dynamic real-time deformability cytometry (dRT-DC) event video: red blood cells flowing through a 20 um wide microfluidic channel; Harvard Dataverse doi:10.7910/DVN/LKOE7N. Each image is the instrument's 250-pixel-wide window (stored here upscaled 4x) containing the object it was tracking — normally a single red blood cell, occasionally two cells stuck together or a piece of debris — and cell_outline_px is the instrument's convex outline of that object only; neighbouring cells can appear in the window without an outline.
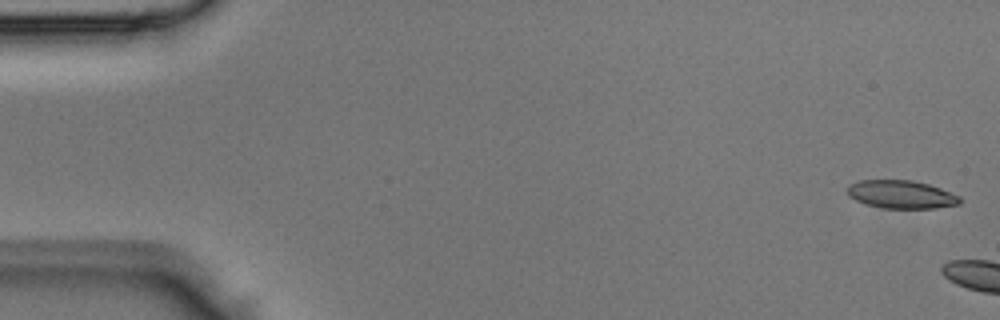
{"species": "Egyptian fruit bat (a non-hibernating species)", "species_latin": "Rousettus aegyptiacus", "temperature_condition": "room temperature", "stored_images_in_passage": 4, "camera_frame_rate_fps": 3000, "um_per_image_px": 0.085, "animal": {"sex": "male"}, "frame": {"image": 1, "passage_image": 1, "time_ms": 0.0, "image_size_px": [1000, 320], "cell_outline_px": [[960, 204], [936, 208], [884, 208], [864, 204], [848, 196], [848, 184], [860, 180], [912, 180], [928, 184], [940, 188], [960, 196]], "centroid_in_image_um": [76.59, 16.52], "position_along_channel_um": 8.4, "area_um2": 18.44}}